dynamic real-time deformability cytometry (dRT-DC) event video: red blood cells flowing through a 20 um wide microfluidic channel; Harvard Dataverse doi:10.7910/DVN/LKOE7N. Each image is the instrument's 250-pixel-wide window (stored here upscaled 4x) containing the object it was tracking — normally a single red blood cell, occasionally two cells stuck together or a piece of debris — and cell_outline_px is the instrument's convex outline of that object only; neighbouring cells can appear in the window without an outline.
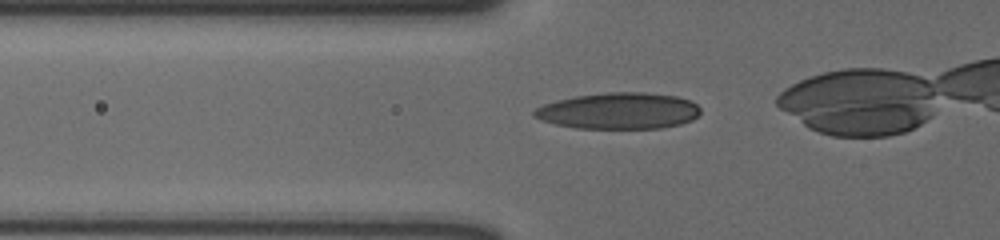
{"species": "human", "species_latin": "Homo sapiens", "temperature_condition": "cold", "stored_images_in_passage": 23, "camera_frame_rate_fps": 3000, "um_per_image_px": 0.085, "donor": {"sex": "male"}, "frame": {"image": 1, "passage_image": 8, "time_ms": 2.333, "image_size_px": [1000, 240], "cell_outline_px": [[700, 112], [692, 120], [680, 124], [660, 128], [576, 128], [556, 124], [540, 120], [532, 116], [532, 112], [536, 108], [544, 104], [556, 100], [576, 96], [608, 92], [644, 92], [676, 96], [688, 100], [696, 104], [700, 108]], "centroid_in_image_um": [52.57, 9.42], "position_along_channel_um": 73.2, "area_um2": 35.14}}
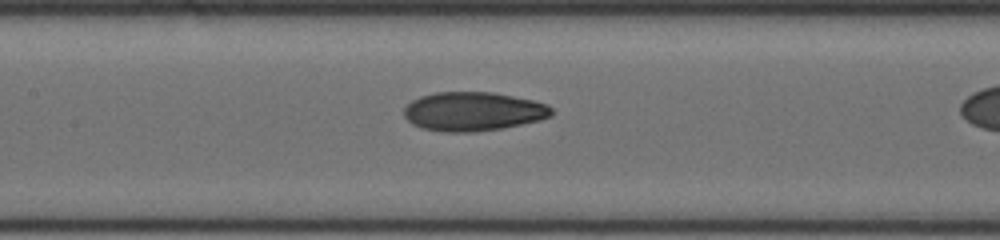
{"frame": {"image": 2, "passage_image": 15, "time_ms": 4.667, "image_size_px": [1000, 240], "cell_outline_px": [[552, 116], [540, 120], [504, 128], [476, 132], [444, 132], [420, 128], [412, 124], [404, 116], [404, 108], [412, 100], [420, 96], [436, 92], [492, 92], [532, 100], [548, 104], [552, 108]], "centroid_in_image_um": [40.21, 9.48], "position_along_channel_um": 167.2, "area_um2": 33.7}}
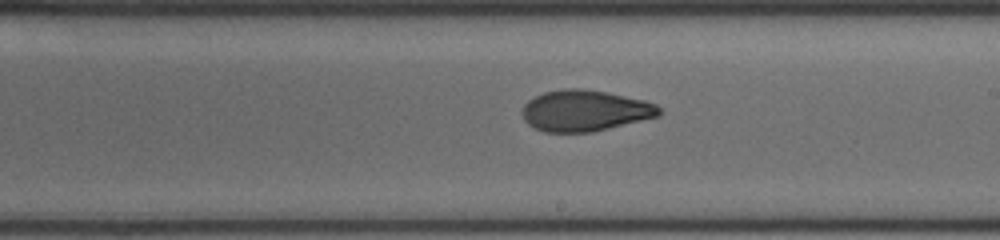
{"frame": {"image": 3, "passage_image": 21, "time_ms": 6.667, "image_size_px": [1000, 240], "cell_outline_px": [[660, 116], [592, 132], [544, 132], [532, 128], [524, 120], [520, 112], [524, 104], [528, 100], [544, 92], [564, 88], [584, 88], [608, 92], [644, 100], [656, 104], [660, 108]], "centroid_in_image_um": [49.68, 9.4], "position_along_channel_um": 239.3, "area_um2": 33.12}}